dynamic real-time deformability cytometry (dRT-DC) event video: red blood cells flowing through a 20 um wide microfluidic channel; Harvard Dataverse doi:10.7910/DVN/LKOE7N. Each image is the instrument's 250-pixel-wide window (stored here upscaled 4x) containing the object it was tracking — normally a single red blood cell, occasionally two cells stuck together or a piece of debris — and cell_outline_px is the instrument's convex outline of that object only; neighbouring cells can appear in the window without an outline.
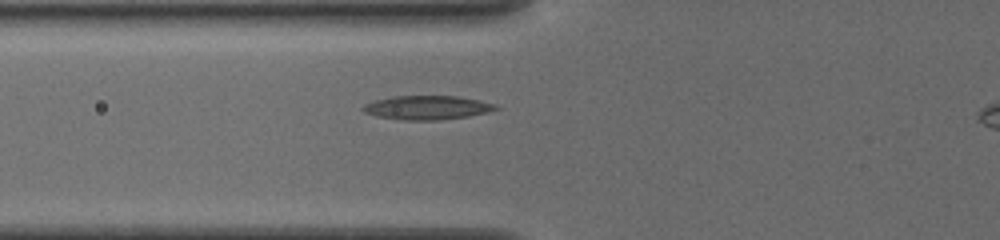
{"species": "common noctule bat (a hibernating species)", "species_latin": "Nyctalus noctula", "temperature_condition": "cold", "stored_images_in_passage": 30, "camera_frame_rate_fps": 3000, "um_per_image_px": 0.085, "animal": {"sex": "female", "body_mass_g": 19.5, "forearm_length_mm": 54.1}, "frame": {"image": 1, "passage_image": 2, "time_ms": 0.333, "image_size_px": [1000, 240], "cell_outline_px": [[500, 108], [488, 112], [468, 116], [436, 120], [408, 120], [376, 116], [364, 112], [360, 108], [364, 104], [376, 100], [392, 96], [456, 96], [476, 100], [492, 104]], "centroid_in_image_um": [36.25, 9.14], "position_along_channel_um": 89.6, "area_um2": 18.21}}
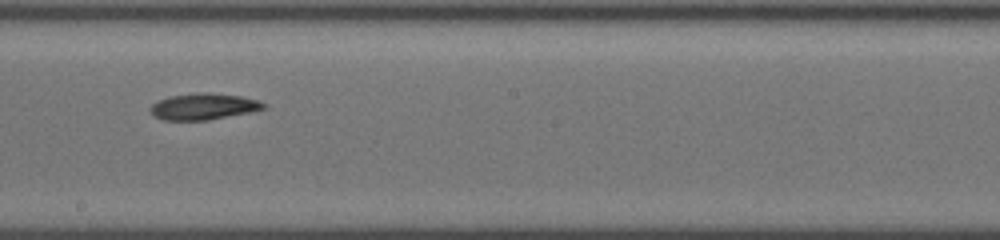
{"frame": {"image": 2, "passage_image": 13, "time_ms": 4.0, "image_size_px": [1000, 240], "cell_outline_px": [[264, 108], [248, 112], [204, 120], [164, 120], [156, 116], [152, 112], [152, 104], [156, 100], [168, 96], [196, 92], [208, 92], [240, 96], [256, 100], [264, 104]], "centroid_in_image_um": [17.23, 9.03], "position_along_channel_um": 231.0, "area_um2": 16.99}}
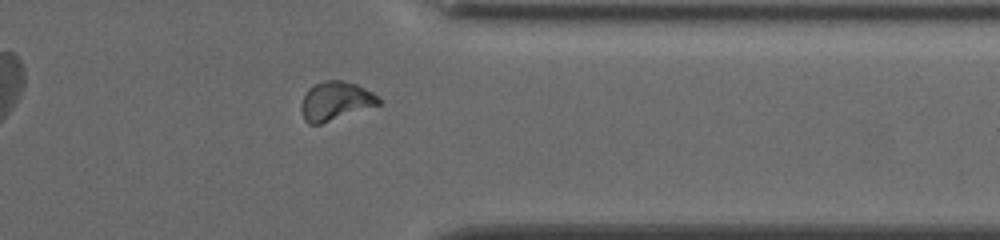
{"frame": {"image": 3, "passage_image": 25, "time_ms": 8.0, "image_size_px": [1000, 240], "cell_outline_px": [[380, 104], [320, 124], [308, 124], [304, 120], [300, 108], [304, 96], [308, 88], [324, 80], [340, 80], [356, 84], [372, 92], [380, 100]], "centroid_in_image_um": [28.48, 8.58], "position_along_channel_um": 382.9, "area_um2": 17.22}, "authors_computed_cell_mechanics": {"area_um2": 17.0221, "velocity_mm_per_s": 3.8593, "shape_relaxation_time_tau1_ms": 7.2279, "shape_relaxation_time_tau2_ms": null, "deformation_change_tau1": 0.1443, "deformation_change_tau2": null}}